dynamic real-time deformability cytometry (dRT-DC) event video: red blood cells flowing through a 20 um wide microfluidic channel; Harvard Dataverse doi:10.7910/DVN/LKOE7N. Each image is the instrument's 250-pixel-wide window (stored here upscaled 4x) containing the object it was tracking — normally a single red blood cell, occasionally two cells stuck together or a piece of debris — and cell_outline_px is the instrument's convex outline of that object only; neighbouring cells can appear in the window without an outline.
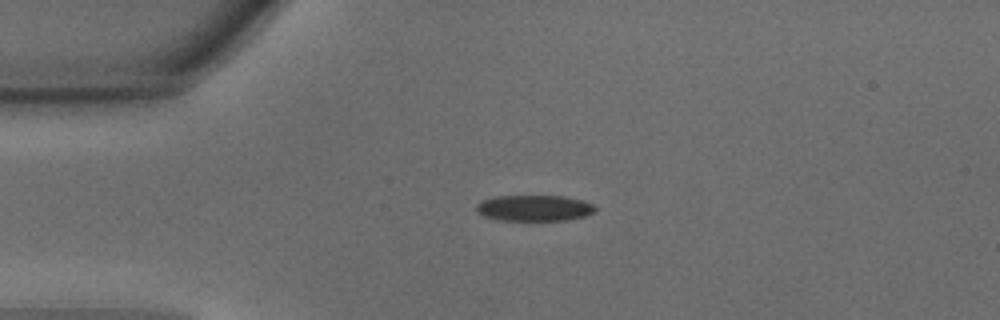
{"species": "common noctule bat (a hibernating species)", "species_latin": "Nyctalus noctula", "temperature_condition": "warm", "stored_images_in_passage": 36, "camera_frame_rate_fps": 3000, "um_per_image_px": 0.085, "animal": {"sex": "male", "body_mass_g": 15.6}, "frame": {"image": 1, "passage_image": 1, "time_ms": 0.0, "image_size_px": [1000, 320], "cell_outline_px": [[596, 208], [592, 212], [584, 216], [568, 220], [496, 220], [484, 216], [476, 212], [476, 204], [484, 200], [496, 196], [564, 196], [584, 200], [592, 204]], "centroid_in_image_um": [45.39, 17.68], "position_along_channel_um": 39.6, "area_um2": 17.98}}
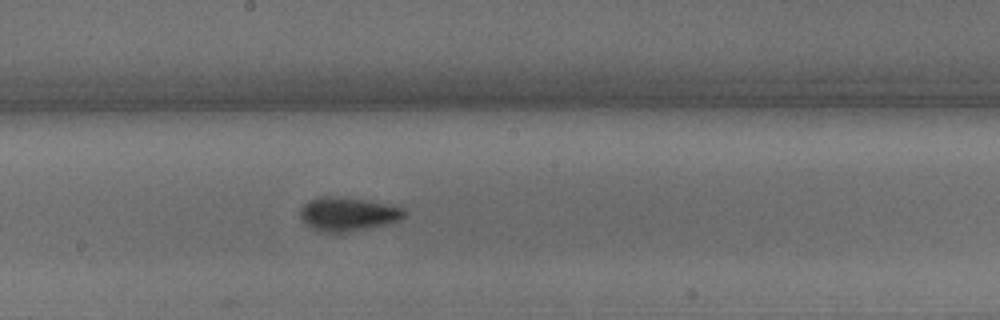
{"frame": {"image": 2, "passage_image": 15, "time_ms": 4.667, "image_size_px": [1000, 320], "cell_outline_px": [[408, 212], [400, 220], [388, 224], [348, 232], [320, 232], [312, 228], [300, 220], [300, 208], [308, 200], [324, 196], [332, 196], [368, 200], [388, 204], [404, 208]], "centroid_in_image_um": [29.57, 18.2], "position_along_channel_um": 218.6, "area_um2": 20.69}}
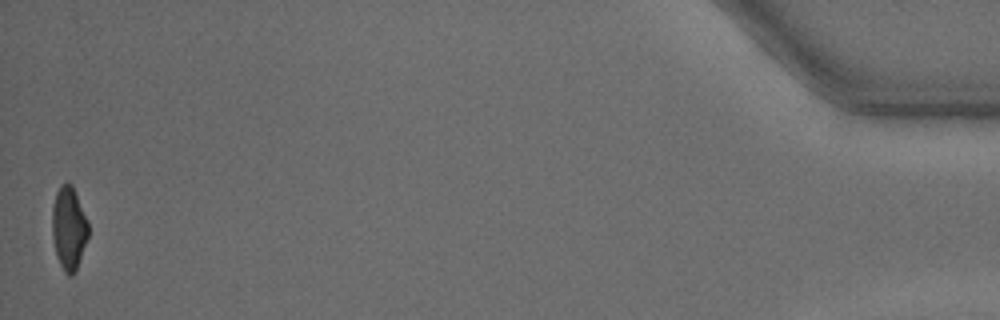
{"frame": {"image": 3, "passage_image": 36, "time_ms": 11.667, "image_size_px": [1000, 320], "cell_outline_px": [[88, 236], [76, 272], [72, 276], [68, 276], [64, 272], [56, 256], [52, 236], [52, 208], [56, 192], [60, 184], [72, 184], [76, 192], [88, 220]], "centroid_in_image_um": [5.85, 19.41], "position_along_channel_um": 429.4, "area_um2": 17.74}, "authors_computed_cell_mechanics": {"area_um2": 19.2185, "velocity_mm_per_s": 4.375, "shape_relaxation_time_tau1_ms": 3.2855, "shape_relaxation_time_tau2_ms": 2.9029, "deformation_change_tau1": 0.1492, "deformation_change_tau2": 0.1028}}